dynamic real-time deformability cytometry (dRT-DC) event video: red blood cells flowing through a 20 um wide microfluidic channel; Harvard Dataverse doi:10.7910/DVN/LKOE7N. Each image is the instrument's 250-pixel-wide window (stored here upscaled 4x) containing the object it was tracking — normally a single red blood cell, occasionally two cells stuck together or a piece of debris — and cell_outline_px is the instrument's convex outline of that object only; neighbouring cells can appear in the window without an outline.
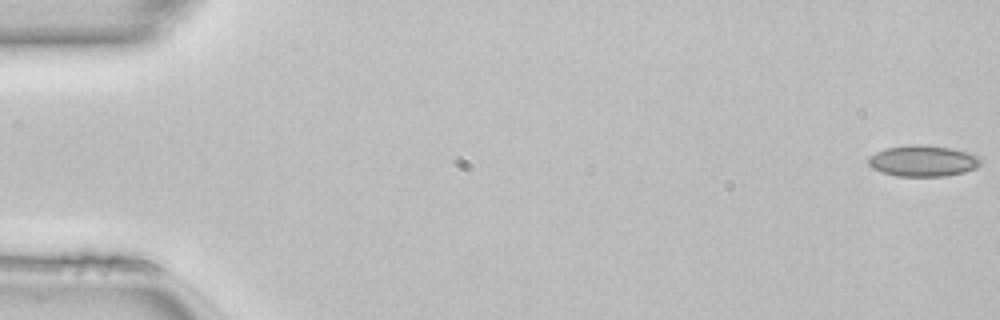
{"species": "common noctule bat (a hibernating species)", "species_latin": "Nyctalus noctula", "temperature_condition": "room temperature", "stored_images_in_passage": 50, "camera_frame_rate_fps": 3000, "um_per_image_px": 0.085, "animal": {"sex": "female", "body_mass_g": 22.7, "forearm_length_mm": 54.2}, "frame": {"image": 1, "passage_image": 1, "time_ms": 0.0, "image_size_px": [1000, 320], "cell_outline_px": [[984, 160], [976, 168], [964, 172], [944, 176], [896, 176], [872, 168], [868, 164], [868, 156], [884, 148], [912, 144], [920, 144], [952, 148], [968, 152]], "centroid_in_image_um": [78.45, 13.67], "position_along_channel_um": 6.6, "area_um2": 20.46}}
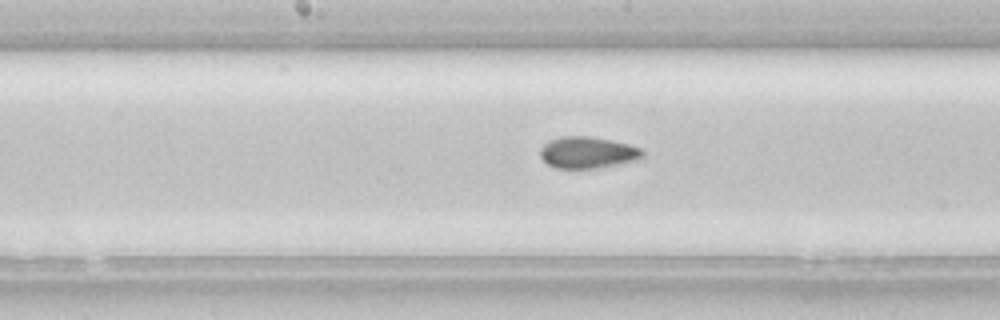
{"frame": {"image": 2, "passage_image": 26, "time_ms": 8.333, "image_size_px": [1000, 320], "cell_outline_px": [[644, 156], [636, 160], [596, 168], [556, 168], [548, 164], [540, 156], [540, 148], [548, 140], [560, 136], [588, 136], [628, 144], [640, 148], [644, 152]], "centroid_in_image_um": [49.91, 12.95], "position_along_channel_um": 198.3, "area_um2": 18.67}}
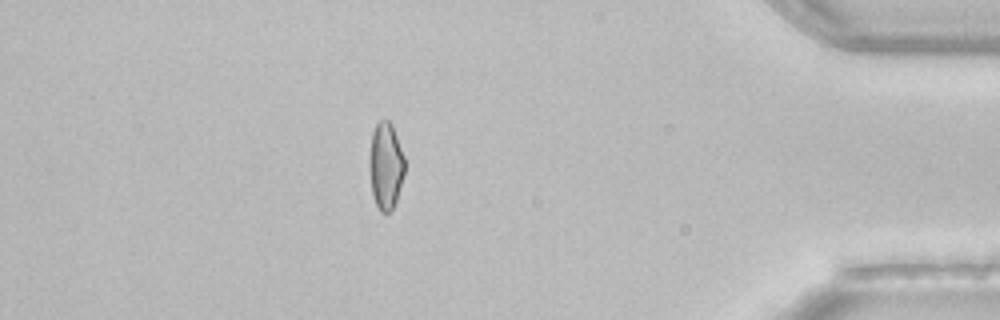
{"frame": {"image": 3, "passage_image": 44, "time_ms": 14.333, "image_size_px": [1000, 320], "cell_outline_px": [[404, 172], [396, 200], [392, 208], [388, 212], [380, 212], [372, 196], [368, 160], [372, 132], [376, 124], [380, 120], [388, 120], [392, 124], [404, 156]], "centroid_in_image_um": [32.76, 14.07], "position_along_channel_um": 402.4, "area_um2": 17.86}, "authors_computed_cell_mechanics": {"area_um2": 19.1029, "velocity_mm_per_s": 4.138, "shape_relaxation_time_tau1_ms": null, "shape_relaxation_time_tau2_ms": 1.3739, "deformation_change_tau1": null, "deformation_change_tau2": 0.0442}}